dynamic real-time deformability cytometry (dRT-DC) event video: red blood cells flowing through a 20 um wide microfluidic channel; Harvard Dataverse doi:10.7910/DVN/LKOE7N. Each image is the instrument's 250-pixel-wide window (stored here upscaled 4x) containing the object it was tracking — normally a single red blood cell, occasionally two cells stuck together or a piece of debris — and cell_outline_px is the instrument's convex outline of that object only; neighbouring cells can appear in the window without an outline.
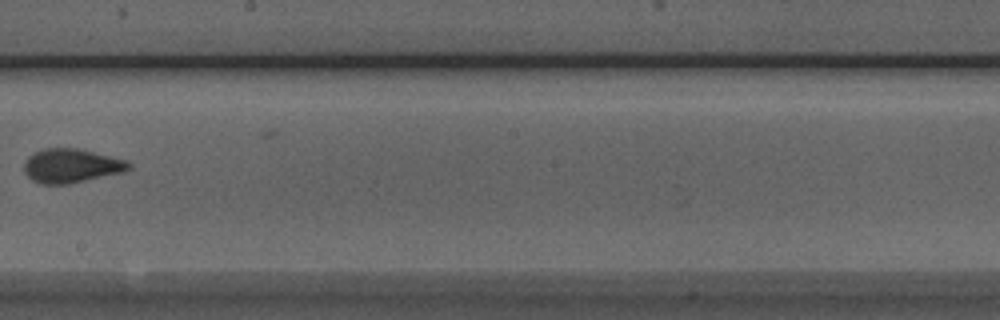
{"species": "Egyptian fruit bat (a non-hibernating species)", "species_latin": "Rousettus aegyptiacus", "temperature_condition": "room temperature", "stored_images_in_passage": 6, "camera_frame_rate_fps": 3000, "um_per_image_px": 0.085, "animal": {"sex": "male"}, "frame": {"image": 1, "passage_image": 5, "time_ms": 1.333, "image_size_px": [1000, 320], "cell_outline_px": [[132, 168], [124, 172], [68, 184], [40, 184], [32, 180], [24, 172], [24, 160], [28, 156], [44, 148], [80, 148], [124, 160], [132, 164]], "centroid_in_image_um": [6.05, 14.09], "position_along_channel_um": 242.2, "area_um2": 20.81}}